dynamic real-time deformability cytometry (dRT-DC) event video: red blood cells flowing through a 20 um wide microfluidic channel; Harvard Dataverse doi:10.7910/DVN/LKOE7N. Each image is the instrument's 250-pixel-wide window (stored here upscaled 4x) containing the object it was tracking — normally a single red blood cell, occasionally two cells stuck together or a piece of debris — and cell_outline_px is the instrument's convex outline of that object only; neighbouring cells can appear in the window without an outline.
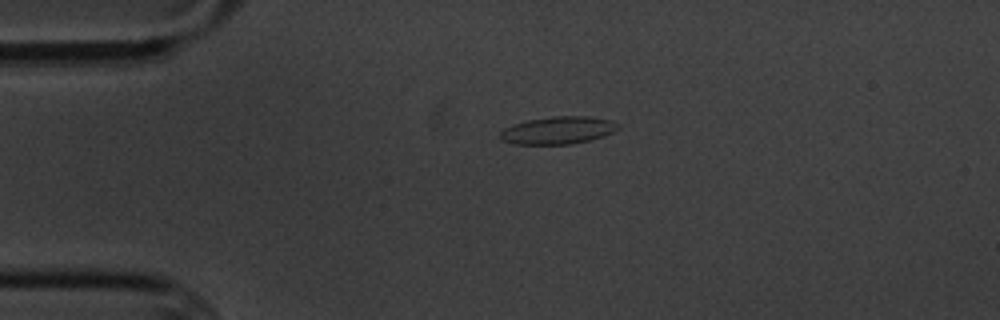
{"species": "common noctule bat (a hibernating species)", "species_latin": "Nyctalus noctula", "temperature_condition": "cold", "stored_images_in_passage": 5, "camera_frame_rate_fps": 3000, "um_per_image_px": 0.085, "animal": {"sex": "male", "body_mass_g": 20.1, "forearm_length_mm": 53.5}, "frame": {"image": 1, "passage_image": 5, "time_ms": 5.0, "image_size_px": [1000, 320], "cell_outline_px": [[620, 128], [604, 136], [572, 144], [516, 144], [500, 140], [500, 132], [504, 128], [512, 124], [528, 120], [552, 116], [588, 116], [612, 120], [620, 124]], "centroid_in_image_um": [47.44, 11.07], "position_along_channel_um": 37.6, "area_um2": 19.02}}